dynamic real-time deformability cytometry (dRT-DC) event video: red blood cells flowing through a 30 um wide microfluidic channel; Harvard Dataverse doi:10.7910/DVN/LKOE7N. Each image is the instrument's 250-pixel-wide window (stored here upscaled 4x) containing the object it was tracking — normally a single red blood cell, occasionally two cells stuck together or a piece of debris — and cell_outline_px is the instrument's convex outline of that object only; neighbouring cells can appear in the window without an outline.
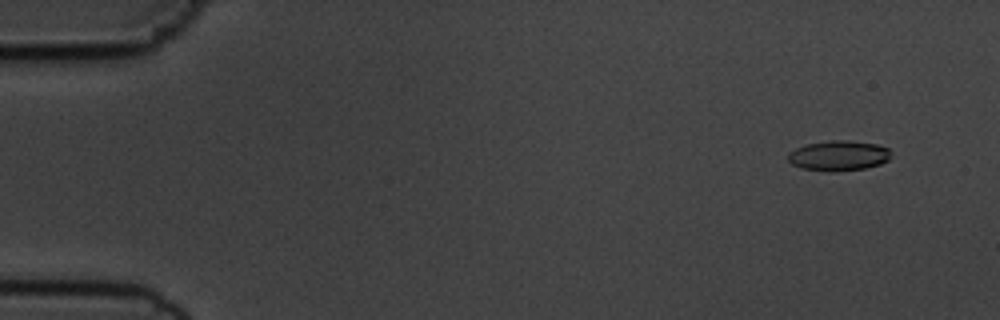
{"species": "common noctule bat (a hibernating species)", "species_latin": "Nyctalus noctula", "temperature_condition": "cold", "stored_images_in_passage": 57, "camera_frame_rate_fps": 3000, "um_per_image_px": 0.085, "animal": {"sex": "male", "body_mass_g": 19.5, "forearm_length_mm": 54.6}, "frame": {"image": 1, "passage_image": 5, "time_ms": 1.333, "image_size_px": [1000, 320], "cell_outline_px": [[892, 152], [888, 160], [880, 164], [864, 168], [836, 172], [832, 172], [800, 168], [792, 164], [788, 160], [788, 152], [804, 144], [832, 140], [844, 140], [876, 144], [888, 148]], "centroid_in_image_um": [71.26, 13.23], "position_along_channel_um": 13.7, "area_um2": 18.21}}
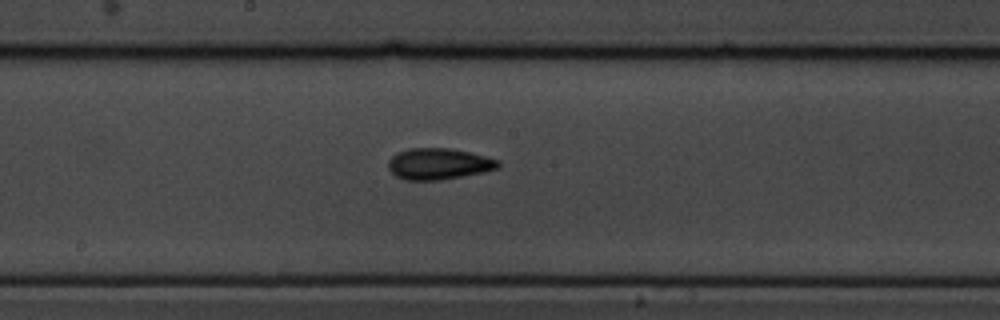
{"frame": {"image": 2, "passage_image": 31, "time_ms": 10.0, "image_size_px": [1000, 320], "cell_outline_px": [[500, 164], [496, 168], [484, 172], [440, 180], [404, 180], [396, 176], [388, 168], [388, 160], [396, 152], [408, 148], [448, 148], [468, 152], [500, 160]], "centroid_in_image_um": [37.24, 13.93], "position_along_channel_um": 211.0, "area_um2": 20.0}}
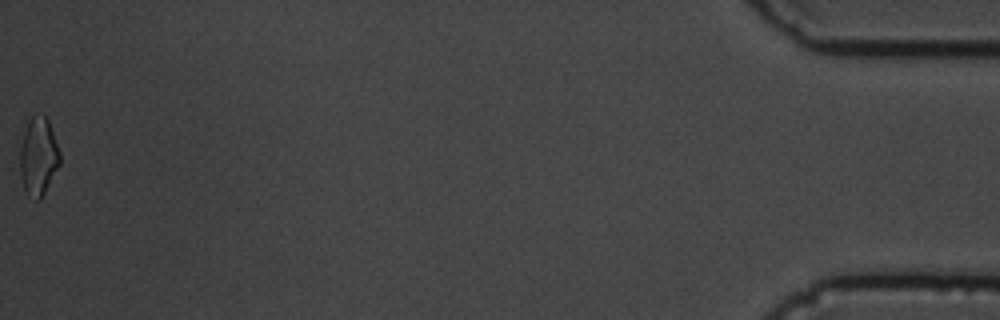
{"frame": {"image": 3, "passage_image": 57, "time_ms": 18.667, "image_size_px": [1000, 320], "cell_outline_px": [[60, 164], [40, 200], [36, 200], [28, 196], [24, 188], [20, 176], [20, 152], [24, 132], [28, 120], [32, 116], [44, 116], [48, 120], [60, 152]], "centroid_in_image_um": [3.26, 13.33], "position_along_channel_um": 431.9, "area_um2": 17.92}, "authors_computed_cell_mechanics": {"area_um2": 18.4382, "velocity_mm_per_s": 3.6423, "shape_relaxation_time_tau1_ms": 3.5139, "shape_relaxation_time_tau2_ms": 4.0085, "deformation_change_tau1": 0.0922, "deformation_change_tau2": 0.0977}}